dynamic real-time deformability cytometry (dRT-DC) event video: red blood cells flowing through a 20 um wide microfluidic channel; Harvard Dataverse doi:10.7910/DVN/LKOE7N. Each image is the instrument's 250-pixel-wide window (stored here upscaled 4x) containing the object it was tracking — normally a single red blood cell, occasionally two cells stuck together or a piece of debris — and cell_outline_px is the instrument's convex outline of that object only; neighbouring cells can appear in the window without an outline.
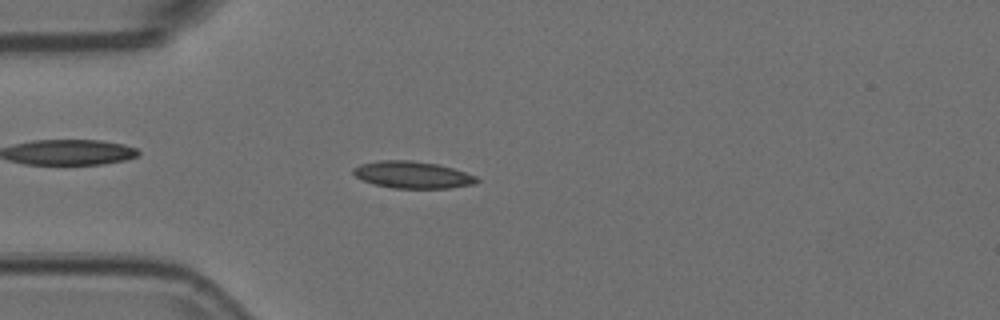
{"species": "Egyptian fruit bat (a non-hibernating species)", "species_latin": "Rousettus aegyptiacus", "temperature_condition": "room temperature", "stored_images_in_passage": 53, "camera_frame_rate_fps": 3000, "um_per_image_px": 0.085, "animal": {"sex": "female"}, "frame": {"image": 1, "passage_image": 14, "time_ms": 4.333, "image_size_px": [1000, 320], "cell_outline_px": [[480, 180], [476, 184], [448, 188], [392, 188], [376, 184], [364, 180], [356, 176], [352, 172], [352, 168], [360, 164], [380, 160], [412, 160], [440, 164], [476, 176]], "centroid_in_image_um": [35.08, 14.85], "position_along_channel_um": 49.9, "area_um2": 19.42}}
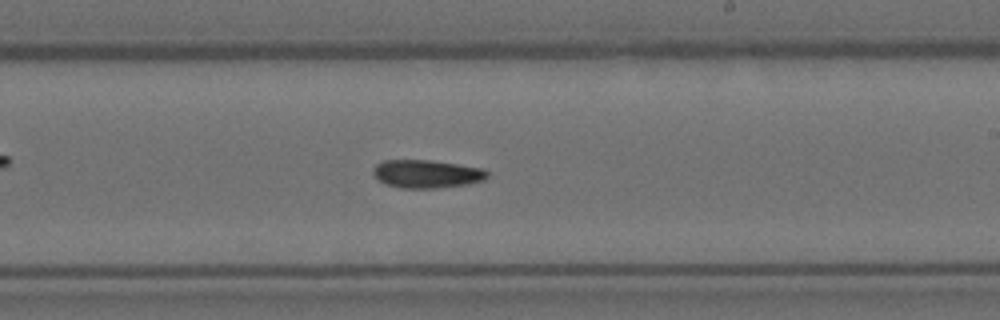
{"frame": {"image": 2, "passage_image": 31, "time_ms": 10.0, "image_size_px": [1000, 320], "cell_outline_px": [[488, 176], [484, 180], [468, 184], [432, 188], [400, 188], [384, 184], [376, 180], [372, 172], [372, 168], [376, 164], [384, 160], [428, 160], [484, 168], [488, 172]], "centroid_in_image_um": [36.22, 14.78], "position_along_channel_um": 252.8, "area_um2": 18.84}}
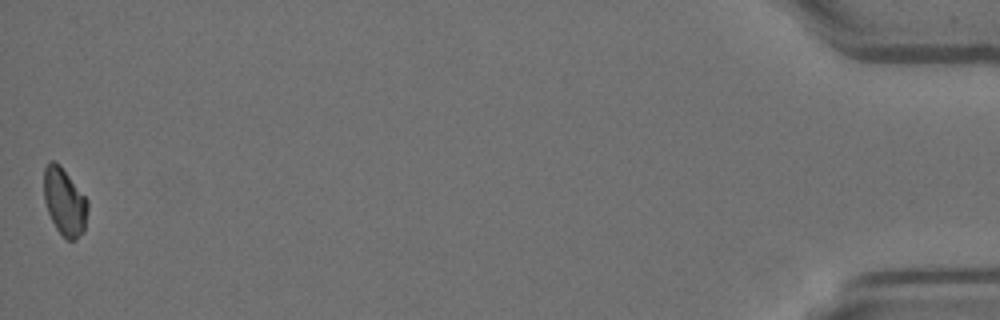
{"frame": {"image": 3, "passage_image": 53, "time_ms": 17.333, "image_size_px": [1000, 320], "cell_outline_px": [[88, 208], [84, 232], [72, 240], [68, 240], [56, 228], [48, 212], [44, 200], [44, 168], [52, 160], [56, 160], [60, 164], [88, 200]], "centroid_in_image_um": [5.49, 17.12], "position_along_channel_um": 429.7, "area_um2": 17.11}}